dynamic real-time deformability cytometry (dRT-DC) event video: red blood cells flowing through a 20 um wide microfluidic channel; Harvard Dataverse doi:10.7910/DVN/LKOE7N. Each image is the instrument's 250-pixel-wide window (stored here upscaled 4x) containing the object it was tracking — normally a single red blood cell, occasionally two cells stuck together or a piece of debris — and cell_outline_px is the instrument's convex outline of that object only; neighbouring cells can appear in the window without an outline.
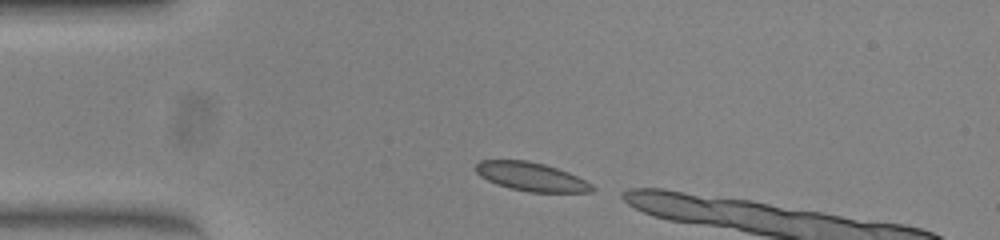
{"species": "common noctule bat (a hibernating species)", "species_latin": "Nyctalus noctula", "temperature_condition": "warm", "stored_images_in_passage": 8, "camera_frame_rate_fps": 3000, "um_per_image_px": 0.085, "animal": {"sex": "female", "body_mass_g": 23.0, "forearm_length_mm": 53.4}, "frame": {"image": 1, "passage_image": 1, "time_ms": 0.0, "image_size_px": [1000, 240], "cell_outline_px": [[596, 188], [592, 192], [528, 192], [496, 184], [480, 176], [476, 172], [476, 164], [480, 160], [528, 160], [544, 164], [568, 172], [592, 184]], "centroid_in_image_um": [45.16, 15.02], "position_along_channel_um": 39.8, "area_um2": 19.31}}
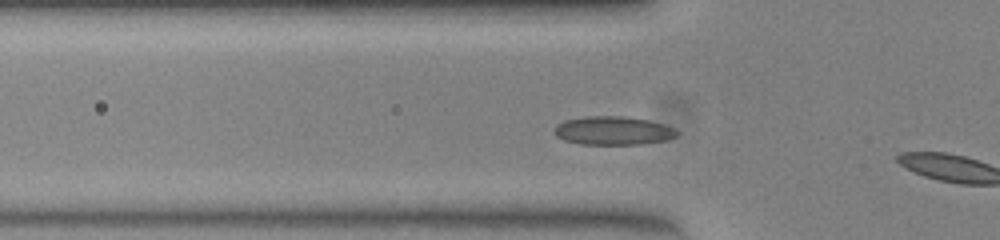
{"frame": {"image": 2, "passage_image": 6, "time_ms": 1.667, "image_size_px": [1000, 240], "cell_outline_px": [[680, 132], [676, 136], [664, 140], [640, 144], [580, 144], [564, 140], [556, 136], [552, 132], [556, 124], [564, 120], [584, 116], [624, 116], [648, 120], [664, 124], [676, 128]], "centroid_in_image_um": [52.08, 11.09], "position_along_channel_um": 73.7, "area_um2": 20.58}}